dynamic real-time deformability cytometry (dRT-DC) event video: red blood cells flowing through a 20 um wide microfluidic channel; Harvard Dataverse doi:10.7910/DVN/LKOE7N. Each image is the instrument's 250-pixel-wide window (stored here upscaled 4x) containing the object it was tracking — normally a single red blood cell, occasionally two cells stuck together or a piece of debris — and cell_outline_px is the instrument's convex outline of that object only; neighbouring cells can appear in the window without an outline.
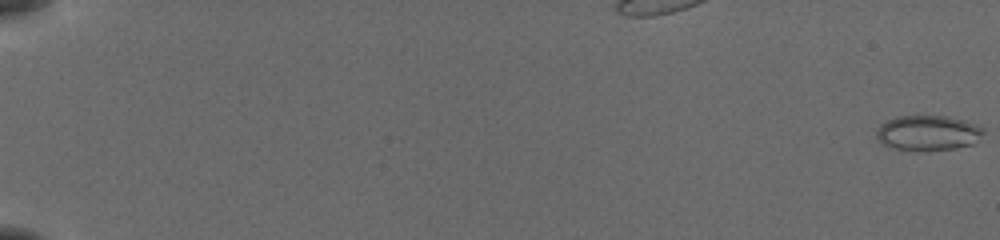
{"species": "common noctule bat (a hibernating species)", "species_latin": "Nyctalus noctula", "temperature_condition": "cold", "stored_images_in_passage": 56, "camera_frame_rate_fps": 3000, "um_per_image_px": 0.085, "animal": {"sex": "female", "body_mass_g": 19.5, "forearm_length_mm": 54.1}, "frame": {"image": 1, "passage_image": 1, "time_ms": 0.0, "image_size_px": [1000, 240], "cell_outline_px": [[984, 132], [972, 144], [956, 148], [928, 152], [892, 148], [884, 144], [876, 136], [876, 132], [880, 124], [896, 116], [948, 116], [964, 120], [976, 124], [984, 128]], "centroid_in_image_um": [78.88, 11.31], "position_along_channel_um": 6.1, "area_um2": 22.08}}
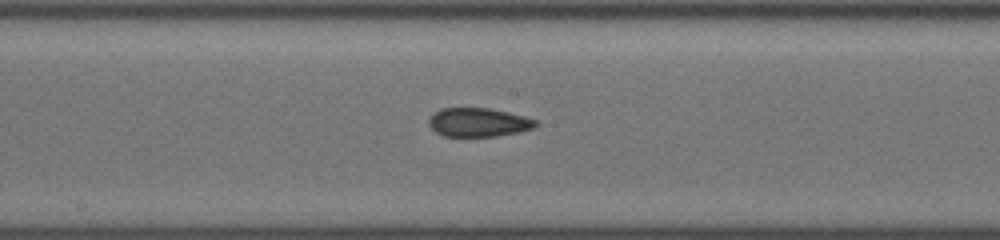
{"frame": {"image": 2, "passage_image": 33, "time_ms": 10.667, "image_size_px": [1000, 240], "cell_outline_px": [[540, 124], [532, 128], [520, 132], [496, 136], [444, 136], [436, 132], [428, 124], [428, 120], [440, 108], [488, 108], [508, 112], [524, 116], [536, 120]], "centroid_in_image_um": [40.69, 10.4], "position_along_channel_um": 207.5, "area_um2": 17.86}}
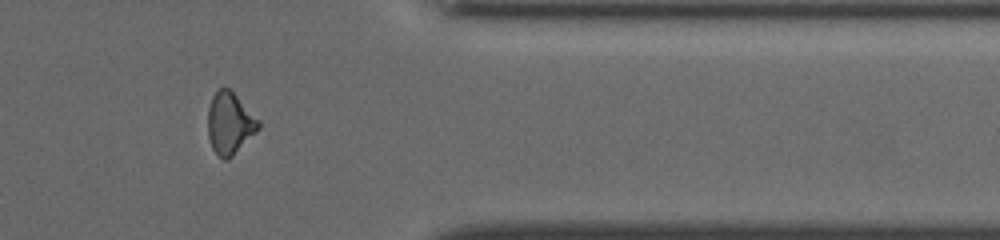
{"frame": {"image": 3, "passage_image": 48, "time_ms": 15.667, "image_size_px": [1000, 240], "cell_outline_px": [[260, 128], [228, 160], [224, 160], [212, 148], [208, 136], [208, 108], [212, 96], [220, 88], [228, 88], [260, 120]], "centroid_in_image_um": [19.53, 10.49], "position_along_channel_um": 391.9, "area_um2": 17.98}, "authors_computed_cell_mechanics": {"area_um2": 18.5827, "velocity_mm_per_s": 3.8913, "shape_relaxation_time_tau1_ms": null, "shape_relaxation_time_tau2_ms": 1.9149, "deformation_change_tau1": null, "deformation_change_tau2": 0.067}}